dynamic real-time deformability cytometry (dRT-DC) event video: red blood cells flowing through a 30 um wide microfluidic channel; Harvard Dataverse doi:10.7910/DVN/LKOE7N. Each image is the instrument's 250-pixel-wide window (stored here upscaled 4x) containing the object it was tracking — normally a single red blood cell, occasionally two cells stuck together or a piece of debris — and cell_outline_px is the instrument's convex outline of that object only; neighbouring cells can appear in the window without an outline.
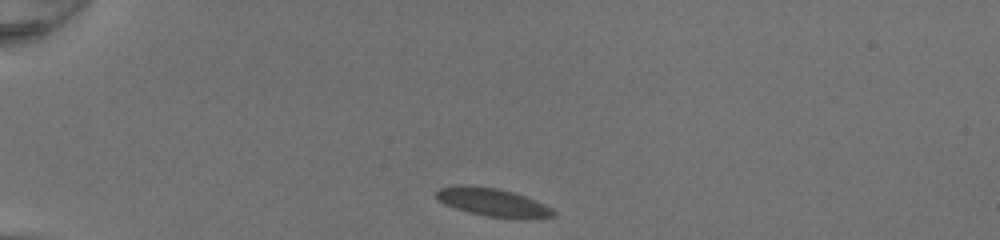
{"species": "common noctule bat (a hibernating species)", "species_latin": "Nyctalus noctula", "temperature_condition": "room temperature", "stored_images_in_passage": 40, "camera_frame_rate_fps": 3000, "um_per_image_px": 0.085, "animal": {"sex": "female", "body_mass_g": 20.0, "forearm_length_mm": 54.0}, "frame": {"image": 1, "passage_image": 1, "time_ms": 0.0, "image_size_px": [1000, 240], "cell_outline_px": [[556, 216], [524, 220], [520, 220], [484, 216], [468, 212], [444, 204], [436, 200], [436, 192], [440, 188], [456, 184], [464, 184], [496, 188], [512, 192], [524, 196], [544, 204], [552, 208], [556, 212]], "centroid_in_image_um": [41.89, 17.22], "position_along_channel_um": 43.1, "area_um2": 19.65}}
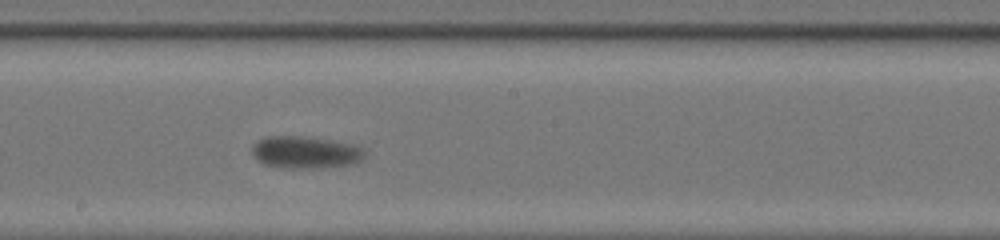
{"frame": {"image": 2, "passage_image": 18, "time_ms": 5.667, "image_size_px": [1000, 240], "cell_outline_px": [[364, 156], [356, 164], [324, 168], [280, 168], [264, 164], [256, 160], [252, 152], [252, 148], [260, 140], [268, 136], [308, 136], [356, 144], [364, 152]], "centroid_in_image_um": [25.99, 12.96], "position_along_channel_um": 222.2, "area_um2": 21.39}}
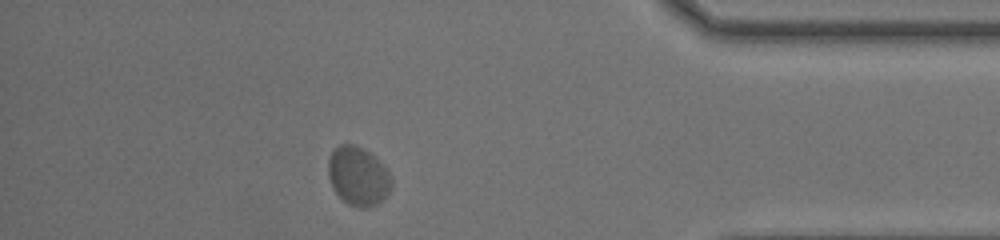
{"frame": {"image": 3, "passage_image": 34, "time_ms": 11.0, "image_size_px": [1000, 240], "cell_outline_px": [[392, 188], [376, 204], [368, 208], [356, 208], [348, 204], [332, 188], [328, 176], [328, 160], [332, 152], [340, 144], [356, 144], [364, 148], [392, 176]], "centroid_in_image_um": [30.42, 14.98], "position_along_channel_um": 404.8, "area_um2": 21.5}, "authors_computed_cell_mechanics": {"area_um2": 21.0103, "velocity_mm_per_s": 3.987, "shape_relaxation_time_tau1_ms": 3.1894, "shape_relaxation_time_tau2_ms": null, "deformation_change_tau1": 0.0784, "deformation_change_tau2": null}}